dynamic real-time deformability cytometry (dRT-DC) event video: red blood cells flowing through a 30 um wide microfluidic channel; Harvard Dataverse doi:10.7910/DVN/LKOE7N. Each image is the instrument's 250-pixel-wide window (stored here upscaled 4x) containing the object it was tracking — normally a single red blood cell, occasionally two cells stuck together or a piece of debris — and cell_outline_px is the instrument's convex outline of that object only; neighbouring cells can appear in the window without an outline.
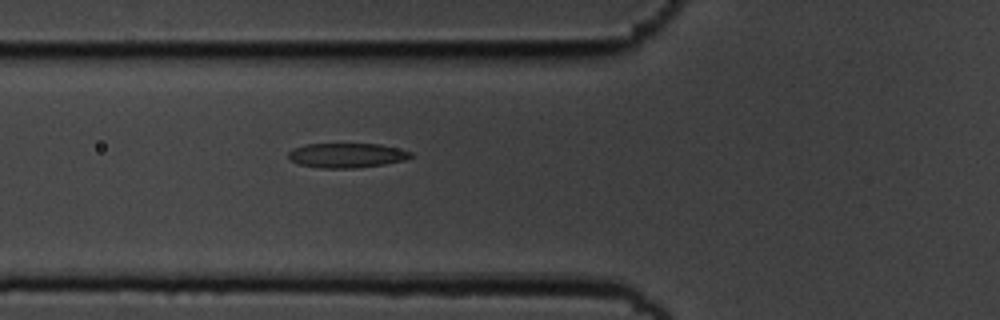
{"species": "common noctule bat (a hibernating species)", "species_latin": "Nyctalus noctula", "temperature_condition": "cold", "stored_images_in_passage": 3, "camera_frame_rate_fps": 3000, "um_per_image_px": 0.085, "animal": {"sex": "male", "body_mass_g": 19.5, "forearm_length_mm": 54.6}, "frame": {"image": 1, "passage_image": 3, "time_ms": 0.667, "image_size_px": [1000, 320], "cell_outline_px": [[412, 156], [404, 160], [384, 164], [356, 168], [320, 168], [300, 164], [292, 160], [288, 156], [288, 152], [292, 148], [304, 144], [380, 144], [412, 152]], "centroid_in_image_um": [29.45, 13.2], "position_along_channel_um": 96.4, "area_um2": 17.46}}